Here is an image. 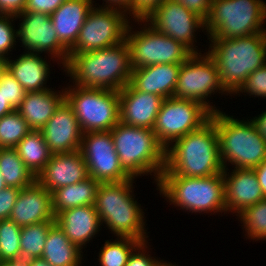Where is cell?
Listing matches in <instances>:
<instances>
[{"instance_id":"obj_1","label":"cell","mask_w":266,"mask_h":266,"mask_svg":"<svg viewBox=\"0 0 266 266\" xmlns=\"http://www.w3.org/2000/svg\"><path fill=\"white\" fill-rule=\"evenodd\" d=\"M62 72L79 87L120 91L131 79L130 49L123 41L105 49L69 54Z\"/></svg>"},{"instance_id":"obj_2","label":"cell","mask_w":266,"mask_h":266,"mask_svg":"<svg viewBox=\"0 0 266 266\" xmlns=\"http://www.w3.org/2000/svg\"><path fill=\"white\" fill-rule=\"evenodd\" d=\"M223 170L218 133L215 123L209 119L166 148V165L161 175L207 177L221 174Z\"/></svg>"},{"instance_id":"obj_3","label":"cell","mask_w":266,"mask_h":266,"mask_svg":"<svg viewBox=\"0 0 266 266\" xmlns=\"http://www.w3.org/2000/svg\"><path fill=\"white\" fill-rule=\"evenodd\" d=\"M135 178L121 182L100 183L95 198V209L102 227L115 237H129L150 241L146 217L134 195ZM134 185V186H133Z\"/></svg>"},{"instance_id":"obj_4","label":"cell","mask_w":266,"mask_h":266,"mask_svg":"<svg viewBox=\"0 0 266 266\" xmlns=\"http://www.w3.org/2000/svg\"><path fill=\"white\" fill-rule=\"evenodd\" d=\"M207 40L205 51L215 61L221 85L231 97L251 73L266 64V32Z\"/></svg>"},{"instance_id":"obj_5","label":"cell","mask_w":266,"mask_h":266,"mask_svg":"<svg viewBox=\"0 0 266 266\" xmlns=\"http://www.w3.org/2000/svg\"><path fill=\"white\" fill-rule=\"evenodd\" d=\"M110 132L122 169L135 179L150 175L156 185L166 165V148L155 132L120 121Z\"/></svg>"},{"instance_id":"obj_6","label":"cell","mask_w":266,"mask_h":266,"mask_svg":"<svg viewBox=\"0 0 266 266\" xmlns=\"http://www.w3.org/2000/svg\"><path fill=\"white\" fill-rule=\"evenodd\" d=\"M156 190L169 205L179 207L178 209L184 212L195 215L226 214L223 173L207 177L161 175Z\"/></svg>"},{"instance_id":"obj_7","label":"cell","mask_w":266,"mask_h":266,"mask_svg":"<svg viewBox=\"0 0 266 266\" xmlns=\"http://www.w3.org/2000/svg\"><path fill=\"white\" fill-rule=\"evenodd\" d=\"M219 111L210 119L219 138L220 158L224 169H254L266 160V141L253 122Z\"/></svg>"},{"instance_id":"obj_8","label":"cell","mask_w":266,"mask_h":266,"mask_svg":"<svg viewBox=\"0 0 266 266\" xmlns=\"http://www.w3.org/2000/svg\"><path fill=\"white\" fill-rule=\"evenodd\" d=\"M263 0H212L205 19L207 39L239 38L266 32Z\"/></svg>"},{"instance_id":"obj_9","label":"cell","mask_w":266,"mask_h":266,"mask_svg":"<svg viewBox=\"0 0 266 266\" xmlns=\"http://www.w3.org/2000/svg\"><path fill=\"white\" fill-rule=\"evenodd\" d=\"M67 85H64V100L72 108L83 133L110 131L120 121L119 91L79 87L69 82Z\"/></svg>"},{"instance_id":"obj_10","label":"cell","mask_w":266,"mask_h":266,"mask_svg":"<svg viewBox=\"0 0 266 266\" xmlns=\"http://www.w3.org/2000/svg\"><path fill=\"white\" fill-rule=\"evenodd\" d=\"M134 24H139L140 27ZM125 41L130 49L132 69L154 64H182L193 55L187 47L156 31L145 20H131Z\"/></svg>"},{"instance_id":"obj_11","label":"cell","mask_w":266,"mask_h":266,"mask_svg":"<svg viewBox=\"0 0 266 266\" xmlns=\"http://www.w3.org/2000/svg\"><path fill=\"white\" fill-rule=\"evenodd\" d=\"M216 93L229 96L221 85L218 67L207 52L193 54L181 64L173 97L199 102L212 114L221 111L209 101Z\"/></svg>"},{"instance_id":"obj_12","label":"cell","mask_w":266,"mask_h":266,"mask_svg":"<svg viewBox=\"0 0 266 266\" xmlns=\"http://www.w3.org/2000/svg\"><path fill=\"white\" fill-rule=\"evenodd\" d=\"M130 22L123 10L94 5L68 53L79 54L119 45L125 41Z\"/></svg>"},{"instance_id":"obj_13","label":"cell","mask_w":266,"mask_h":266,"mask_svg":"<svg viewBox=\"0 0 266 266\" xmlns=\"http://www.w3.org/2000/svg\"><path fill=\"white\" fill-rule=\"evenodd\" d=\"M210 116L199 102L170 97L163 100L152 130L167 148L178 138L199 129Z\"/></svg>"},{"instance_id":"obj_14","label":"cell","mask_w":266,"mask_h":266,"mask_svg":"<svg viewBox=\"0 0 266 266\" xmlns=\"http://www.w3.org/2000/svg\"><path fill=\"white\" fill-rule=\"evenodd\" d=\"M144 20L156 31L180 42L193 54L205 52L196 46V34L202 30L206 35L205 20L183 4L175 0H165Z\"/></svg>"},{"instance_id":"obj_15","label":"cell","mask_w":266,"mask_h":266,"mask_svg":"<svg viewBox=\"0 0 266 266\" xmlns=\"http://www.w3.org/2000/svg\"><path fill=\"white\" fill-rule=\"evenodd\" d=\"M16 19H19L17 42L21 43L20 47H23L25 52L47 54L48 60L50 58L52 62L56 61L63 70L69 53L68 49L59 41L50 15L23 11Z\"/></svg>"},{"instance_id":"obj_16","label":"cell","mask_w":266,"mask_h":266,"mask_svg":"<svg viewBox=\"0 0 266 266\" xmlns=\"http://www.w3.org/2000/svg\"><path fill=\"white\" fill-rule=\"evenodd\" d=\"M79 150L86 161L89 177L100 183L131 179L120 166L110 131L83 133Z\"/></svg>"},{"instance_id":"obj_17","label":"cell","mask_w":266,"mask_h":266,"mask_svg":"<svg viewBox=\"0 0 266 266\" xmlns=\"http://www.w3.org/2000/svg\"><path fill=\"white\" fill-rule=\"evenodd\" d=\"M40 131L52 154L80 149L83 131L72 108L65 100Z\"/></svg>"},{"instance_id":"obj_18","label":"cell","mask_w":266,"mask_h":266,"mask_svg":"<svg viewBox=\"0 0 266 266\" xmlns=\"http://www.w3.org/2000/svg\"><path fill=\"white\" fill-rule=\"evenodd\" d=\"M89 177L86 161L80 150L52 154L36 181L51 193L63 186L84 181Z\"/></svg>"},{"instance_id":"obj_19","label":"cell","mask_w":266,"mask_h":266,"mask_svg":"<svg viewBox=\"0 0 266 266\" xmlns=\"http://www.w3.org/2000/svg\"><path fill=\"white\" fill-rule=\"evenodd\" d=\"M230 170L229 167L223 170L226 214L237 216L265 198L254 169Z\"/></svg>"},{"instance_id":"obj_20","label":"cell","mask_w":266,"mask_h":266,"mask_svg":"<svg viewBox=\"0 0 266 266\" xmlns=\"http://www.w3.org/2000/svg\"><path fill=\"white\" fill-rule=\"evenodd\" d=\"M164 98L136 90L130 83L119 91L120 122L153 129Z\"/></svg>"},{"instance_id":"obj_21","label":"cell","mask_w":266,"mask_h":266,"mask_svg":"<svg viewBox=\"0 0 266 266\" xmlns=\"http://www.w3.org/2000/svg\"><path fill=\"white\" fill-rule=\"evenodd\" d=\"M9 219L20 227L41 222H55L52 193L37 181L21 189Z\"/></svg>"},{"instance_id":"obj_22","label":"cell","mask_w":266,"mask_h":266,"mask_svg":"<svg viewBox=\"0 0 266 266\" xmlns=\"http://www.w3.org/2000/svg\"><path fill=\"white\" fill-rule=\"evenodd\" d=\"M55 222L81 250L102 230L101 220L94 205L63 210L55 216Z\"/></svg>"},{"instance_id":"obj_23","label":"cell","mask_w":266,"mask_h":266,"mask_svg":"<svg viewBox=\"0 0 266 266\" xmlns=\"http://www.w3.org/2000/svg\"><path fill=\"white\" fill-rule=\"evenodd\" d=\"M11 58L7 59V70L26 92L52 88L47 85L52 67L51 62L47 60V55L43 58L39 53L23 51L15 60Z\"/></svg>"},{"instance_id":"obj_24","label":"cell","mask_w":266,"mask_h":266,"mask_svg":"<svg viewBox=\"0 0 266 266\" xmlns=\"http://www.w3.org/2000/svg\"><path fill=\"white\" fill-rule=\"evenodd\" d=\"M181 64H154L132 69L130 84L138 91L173 97Z\"/></svg>"},{"instance_id":"obj_25","label":"cell","mask_w":266,"mask_h":266,"mask_svg":"<svg viewBox=\"0 0 266 266\" xmlns=\"http://www.w3.org/2000/svg\"><path fill=\"white\" fill-rule=\"evenodd\" d=\"M93 0H65L50 15L59 41L69 50L76 42L80 29L90 10L96 5ZM95 3V4H94Z\"/></svg>"},{"instance_id":"obj_26","label":"cell","mask_w":266,"mask_h":266,"mask_svg":"<svg viewBox=\"0 0 266 266\" xmlns=\"http://www.w3.org/2000/svg\"><path fill=\"white\" fill-rule=\"evenodd\" d=\"M64 101V87L27 92L17 108L31 130H41Z\"/></svg>"},{"instance_id":"obj_27","label":"cell","mask_w":266,"mask_h":266,"mask_svg":"<svg viewBox=\"0 0 266 266\" xmlns=\"http://www.w3.org/2000/svg\"><path fill=\"white\" fill-rule=\"evenodd\" d=\"M41 257L52 266H82L85 254L55 223L49 229Z\"/></svg>"},{"instance_id":"obj_28","label":"cell","mask_w":266,"mask_h":266,"mask_svg":"<svg viewBox=\"0 0 266 266\" xmlns=\"http://www.w3.org/2000/svg\"><path fill=\"white\" fill-rule=\"evenodd\" d=\"M100 182L88 177L82 182L60 187L52 192V209L59 212L75 207L94 205Z\"/></svg>"},{"instance_id":"obj_29","label":"cell","mask_w":266,"mask_h":266,"mask_svg":"<svg viewBox=\"0 0 266 266\" xmlns=\"http://www.w3.org/2000/svg\"><path fill=\"white\" fill-rule=\"evenodd\" d=\"M14 148L25 166L36 177L52 155L40 130H31Z\"/></svg>"},{"instance_id":"obj_30","label":"cell","mask_w":266,"mask_h":266,"mask_svg":"<svg viewBox=\"0 0 266 266\" xmlns=\"http://www.w3.org/2000/svg\"><path fill=\"white\" fill-rule=\"evenodd\" d=\"M0 172L8 187L23 189L36 182V176L25 166L15 148H0Z\"/></svg>"},{"instance_id":"obj_31","label":"cell","mask_w":266,"mask_h":266,"mask_svg":"<svg viewBox=\"0 0 266 266\" xmlns=\"http://www.w3.org/2000/svg\"><path fill=\"white\" fill-rule=\"evenodd\" d=\"M111 240H105L99 249L96 259L100 266H126L132 251L142 242L129 237Z\"/></svg>"},{"instance_id":"obj_32","label":"cell","mask_w":266,"mask_h":266,"mask_svg":"<svg viewBox=\"0 0 266 266\" xmlns=\"http://www.w3.org/2000/svg\"><path fill=\"white\" fill-rule=\"evenodd\" d=\"M56 222H41L21 227V258L34 259L43 255L44 245L49 229Z\"/></svg>"},{"instance_id":"obj_33","label":"cell","mask_w":266,"mask_h":266,"mask_svg":"<svg viewBox=\"0 0 266 266\" xmlns=\"http://www.w3.org/2000/svg\"><path fill=\"white\" fill-rule=\"evenodd\" d=\"M237 218L246 240L266 241V198L245 208Z\"/></svg>"},{"instance_id":"obj_34","label":"cell","mask_w":266,"mask_h":266,"mask_svg":"<svg viewBox=\"0 0 266 266\" xmlns=\"http://www.w3.org/2000/svg\"><path fill=\"white\" fill-rule=\"evenodd\" d=\"M30 131L17 110L4 115L0 118V148H14Z\"/></svg>"},{"instance_id":"obj_35","label":"cell","mask_w":266,"mask_h":266,"mask_svg":"<svg viewBox=\"0 0 266 266\" xmlns=\"http://www.w3.org/2000/svg\"><path fill=\"white\" fill-rule=\"evenodd\" d=\"M21 227L11 219L0 220V262L21 258Z\"/></svg>"},{"instance_id":"obj_36","label":"cell","mask_w":266,"mask_h":266,"mask_svg":"<svg viewBox=\"0 0 266 266\" xmlns=\"http://www.w3.org/2000/svg\"><path fill=\"white\" fill-rule=\"evenodd\" d=\"M241 93L244 96L249 95V98L266 99V64L251 73L232 96H240Z\"/></svg>"},{"instance_id":"obj_37","label":"cell","mask_w":266,"mask_h":266,"mask_svg":"<svg viewBox=\"0 0 266 266\" xmlns=\"http://www.w3.org/2000/svg\"><path fill=\"white\" fill-rule=\"evenodd\" d=\"M14 20L17 21L14 16L0 15V56L6 59L11 57L10 54L13 55L10 52H13V49L16 50L18 44Z\"/></svg>"},{"instance_id":"obj_38","label":"cell","mask_w":266,"mask_h":266,"mask_svg":"<svg viewBox=\"0 0 266 266\" xmlns=\"http://www.w3.org/2000/svg\"><path fill=\"white\" fill-rule=\"evenodd\" d=\"M0 91L6 102L10 104L15 110L19 107L25 98L26 91L20 83L7 70L0 81Z\"/></svg>"},{"instance_id":"obj_39","label":"cell","mask_w":266,"mask_h":266,"mask_svg":"<svg viewBox=\"0 0 266 266\" xmlns=\"http://www.w3.org/2000/svg\"><path fill=\"white\" fill-rule=\"evenodd\" d=\"M149 243L148 241L141 242L132 251L126 266H155L159 262L160 257H152L151 251L149 252L151 250Z\"/></svg>"},{"instance_id":"obj_40","label":"cell","mask_w":266,"mask_h":266,"mask_svg":"<svg viewBox=\"0 0 266 266\" xmlns=\"http://www.w3.org/2000/svg\"><path fill=\"white\" fill-rule=\"evenodd\" d=\"M21 189L6 187L0 191V220L9 219Z\"/></svg>"},{"instance_id":"obj_41","label":"cell","mask_w":266,"mask_h":266,"mask_svg":"<svg viewBox=\"0 0 266 266\" xmlns=\"http://www.w3.org/2000/svg\"><path fill=\"white\" fill-rule=\"evenodd\" d=\"M164 1L165 0H133L130 19L144 20Z\"/></svg>"},{"instance_id":"obj_42","label":"cell","mask_w":266,"mask_h":266,"mask_svg":"<svg viewBox=\"0 0 266 266\" xmlns=\"http://www.w3.org/2000/svg\"><path fill=\"white\" fill-rule=\"evenodd\" d=\"M65 0H27L26 12H40L51 15Z\"/></svg>"},{"instance_id":"obj_43","label":"cell","mask_w":266,"mask_h":266,"mask_svg":"<svg viewBox=\"0 0 266 266\" xmlns=\"http://www.w3.org/2000/svg\"><path fill=\"white\" fill-rule=\"evenodd\" d=\"M183 4L188 10L196 13L204 20L209 14L212 0H175Z\"/></svg>"},{"instance_id":"obj_44","label":"cell","mask_w":266,"mask_h":266,"mask_svg":"<svg viewBox=\"0 0 266 266\" xmlns=\"http://www.w3.org/2000/svg\"><path fill=\"white\" fill-rule=\"evenodd\" d=\"M27 0H0V15L17 17L26 8Z\"/></svg>"},{"instance_id":"obj_45","label":"cell","mask_w":266,"mask_h":266,"mask_svg":"<svg viewBox=\"0 0 266 266\" xmlns=\"http://www.w3.org/2000/svg\"><path fill=\"white\" fill-rule=\"evenodd\" d=\"M98 6L108 7V8H117V9L123 10L130 17L131 7L133 6V0H103L102 5H99L98 3Z\"/></svg>"},{"instance_id":"obj_46","label":"cell","mask_w":266,"mask_h":266,"mask_svg":"<svg viewBox=\"0 0 266 266\" xmlns=\"http://www.w3.org/2000/svg\"><path fill=\"white\" fill-rule=\"evenodd\" d=\"M250 120L255 125L258 133L266 141V110L262 111L261 114L255 116V117H252Z\"/></svg>"},{"instance_id":"obj_47","label":"cell","mask_w":266,"mask_h":266,"mask_svg":"<svg viewBox=\"0 0 266 266\" xmlns=\"http://www.w3.org/2000/svg\"><path fill=\"white\" fill-rule=\"evenodd\" d=\"M254 171L257 175L258 182L262 188L264 198H266V160L260 163L257 167H255Z\"/></svg>"},{"instance_id":"obj_48","label":"cell","mask_w":266,"mask_h":266,"mask_svg":"<svg viewBox=\"0 0 266 266\" xmlns=\"http://www.w3.org/2000/svg\"><path fill=\"white\" fill-rule=\"evenodd\" d=\"M14 110L15 109L6 102V99L0 91V118H2L6 114L13 112Z\"/></svg>"},{"instance_id":"obj_49","label":"cell","mask_w":266,"mask_h":266,"mask_svg":"<svg viewBox=\"0 0 266 266\" xmlns=\"http://www.w3.org/2000/svg\"><path fill=\"white\" fill-rule=\"evenodd\" d=\"M0 266H28V260L20 258L10 261H2L0 262Z\"/></svg>"},{"instance_id":"obj_50","label":"cell","mask_w":266,"mask_h":266,"mask_svg":"<svg viewBox=\"0 0 266 266\" xmlns=\"http://www.w3.org/2000/svg\"><path fill=\"white\" fill-rule=\"evenodd\" d=\"M28 266H52L42 257L28 260Z\"/></svg>"},{"instance_id":"obj_51","label":"cell","mask_w":266,"mask_h":266,"mask_svg":"<svg viewBox=\"0 0 266 266\" xmlns=\"http://www.w3.org/2000/svg\"><path fill=\"white\" fill-rule=\"evenodd\" d=\"M7 71V59L0 56V81L3 74Z\"/></svg>"},{"instance_id":"obj_52","label":"cell","mask_w":266,"mask_h":266,"mask_svg":"<svg viewBox=\"0 0 266 266\" xmlns=\"http://www.w3.org/2000/svg\"><path fill=\"white\" fill-rule=\"evenodd\" d=\"M155 266H178V265H176L175 262H174V264L171 262L167 263V261H164V259L163 260L161 259V260H159V262Z\"/></svg>"},{"instance_id":"obj_53","label":"cell","mask_w":266,"mask_h":266,"mask_svg":"<svg viewBox=\"0 0 266 266\" xmlns=\"http://www.w3.org/2000/svg\"><path fill=\"white\" fill-rule=\"evenodd\" d=\"M7 187V185L5 184L4 178L0 172V191L5 189Z\"/></svg>"}]
</instances>
